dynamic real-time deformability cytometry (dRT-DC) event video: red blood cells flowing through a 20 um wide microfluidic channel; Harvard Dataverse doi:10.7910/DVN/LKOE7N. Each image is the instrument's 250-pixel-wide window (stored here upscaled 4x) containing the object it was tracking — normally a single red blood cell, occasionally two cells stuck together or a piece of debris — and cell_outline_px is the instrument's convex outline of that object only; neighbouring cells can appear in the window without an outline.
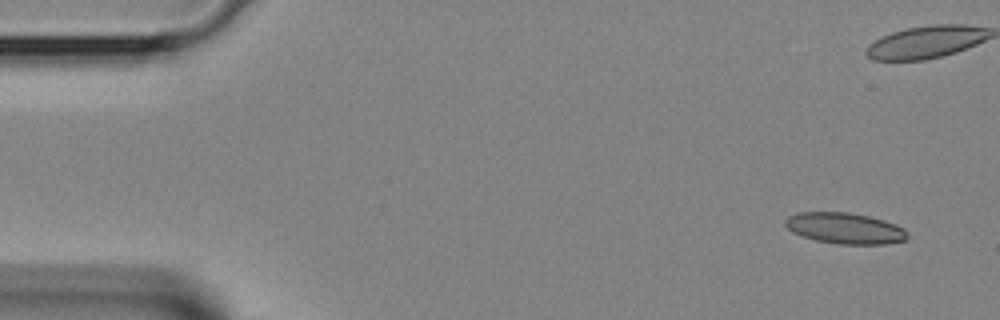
{"species": "Egyptian fruit bat (a non-hibernating species)", "species_latin": "Rousettus aegyptiacus", "temperature_condition": "room temperature", "stored_images_in_passage": 4, "camera_frame_rate_fps": 3000, "um_per_image_px": 0.085, "animal": {"sex": "female"}, "frame": {"image": 1, "passage_image": 1, "time_ms": 0.0, "image_size_px": [1000, 320], "cell_outline_px": [[908, 240], [884, 244], [840, 244], [816, 240], [792, 232], [784, 224], [784, 220], [788, 216], [796, 212], [848, 212], [868, 216], [884, 220], [896, 224], [904, 228], [908, 232]], "centroid_in_image_um": [71.84, 19.39], "position_along_channel_um": 13.2, "area_um2": 22.2}}
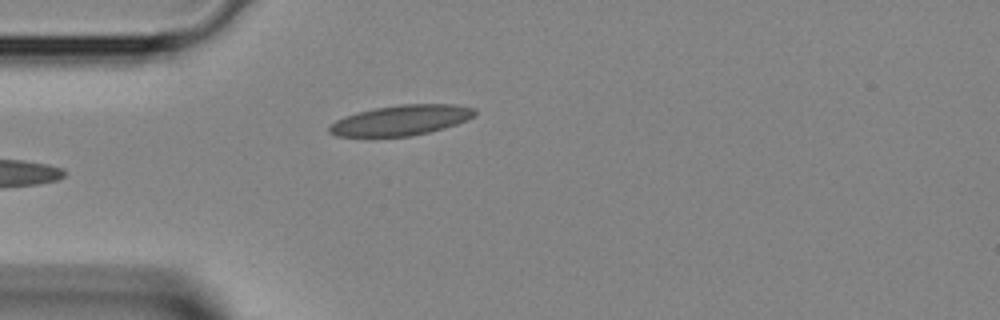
{"frame": {"image": 2, "passage_image": 4, "time_ms": 1.0, "image_size_px": [1000, 320], "cell_outline_px": [[476, 112], [468, 120], [444, 128], [412, 136], [336, 136], [328, 132], [328, 128], [336, 120], [344, 116], [356, 112], [376, 108], [400, 104], [456, 104], [476, 108]], "centroid_in_image_um": [34.1, 10.21], "position_along_channel_um": 50.9, "area_um2": 25.61}}